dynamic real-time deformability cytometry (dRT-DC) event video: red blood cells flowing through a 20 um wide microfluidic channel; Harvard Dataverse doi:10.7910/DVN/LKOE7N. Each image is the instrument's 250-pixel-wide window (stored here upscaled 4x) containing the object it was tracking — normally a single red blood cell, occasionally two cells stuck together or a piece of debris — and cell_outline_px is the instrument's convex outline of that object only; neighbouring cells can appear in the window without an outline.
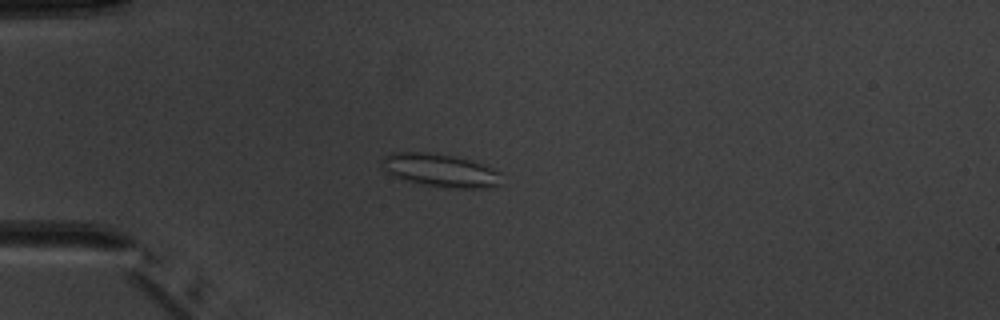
{"species": "common noctule bat (a hibernating species)", "species_latin": "Nyctalus noctula", "temperature_condition": "warm", "stored_images_in_passage": 7, "camera_frame_rate_fps": 3000, "um_per_image_px": 0.085, "animal": {"sex": "male", "body_mass_g": 20.1, "forearm_length_mm": 53.5}, "frame": {"image": 1, "passage_image": 4, "time_ms": 3.667, "image_size_px": [1000, 320], "cell_outline_px": [[500, 184], [488, 188], [456, 188], [420, 184], [404, 180], [388, 172], [380, 164], [380, 160], [384, 156], [392, 152], [428, 152], [476, 160], [500, 172]], "centroid_in_image_um": [37.44, 14.47], "position_along_channel_um": 47.6, "area_um2": 23.18}}
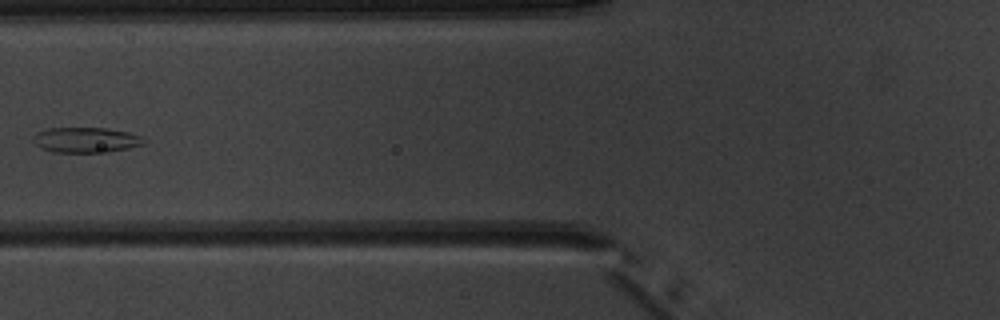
{"frame": {"image": 2, "passage_image": 6, "time_ms": 6.0, "image_size_px": [1000, 320], "cell_outline_px": [[148, 140], [144, 144], [128, 148], [108, 152], [52, 152], [40, 148], [32, 140], [32, 136], [36, 132], [48, 128], [108, 128], [128, 132], [140, 136]], "centroid_in_image_um": [7.29, 11.89], "position_along_channel_um": 118.5, "area_um2": 16.47}}
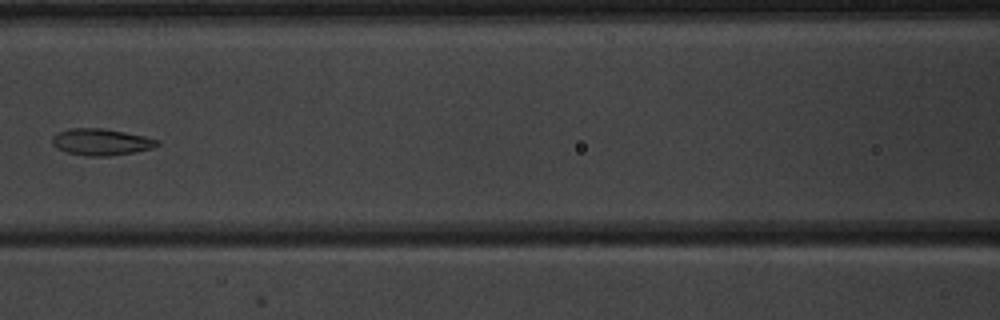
{"frame": {"image": 3, "passage_image": 7, "time_ms": 7.0, "image_size_px": [1000, 320], "cell_outline_px": [[160, 144], [152, 148], [112, 156], [84, 156], [68, 152], [56, 148], [52, 144], [52, 136], [56, 132], [72, 128], [104, 128], [144, 136], [160, 140]], "centroid_in_image_um": [8.57, 12.06], "position_along_channel_um": 158.0, "area_um2": 16.36}}